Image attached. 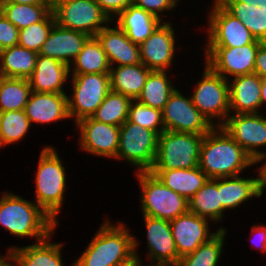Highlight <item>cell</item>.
I'll return each instance as SVG.
<instances>
[{
    "label": "cell",
    "mask_w": 266,
    "mask_h": 266,
    "mask_svg": "<svg viewBox=\"0 0 266 266\" xmlns=\"http://www.w3.org/2000/svg\"><path fill=\"white\" fill-rule=\"evenodd\" d=\"M38 53L15 45L0 51V66L3 77L28 79L36 66Z\"/></svg>",
    "instance_id": "30"
},
{
    "label": "cell",
    "mask_w": 266,
    "mask_h": 266,
    "mask_svg": "<svg viewBox=\"0 0 266 266\" xmlns=\"http://www.w3.org/2000/svg\"><path fill=\"white\" fill-rule=\"evenodd\" d=\"M266 11V0H262V4L258 5Z\"/></svg>",
    "instance_id": "52"
},
{
    "label": "cell",
    "mask_w": 266,
    "mask_h": 266,
    "mask_svg": "<svg viewBox=\"0 0 266 266\" xmlns=\"http://www.w3.org/2000/svg\"><path fill=\"white\" fill-rule=\"evenodd\" d=\"M55 24V18L51 12L43 21L19 30L18 45L39 53Z\"/></svg>",
    "instance_id": "39"
},
{
    "label": "cell",
    "mask_w": 266,
    "mask_h": 266,
    "mask_svg": "<svg viewBox=\"0 0 266 266\" xmlns=\"http://www.w3.org/2000/svg\"><path fill=\"white\" fill-rule=\"evenodd\" d=\"M36 176V203L58 223L56 216L64 201L67 178L65 168L52 147L42 150Z\"/></svg>",
    "instance_id": "4"
},
{
    "label": "cell",
    "mask_w": 266,
    "mask_h": 266,
    "mask_svg": "<svg viewBox=\"0 0 266 266\" xmlns=\"http://www.w3.org/2000/svg\"><path fill=\"white\" fill-rule=\"evenodd\" d=\"M131 101V98L111 90L91 117L96 121L120 127L128 119Z\"/></svg>",
    "instance_id": "37"
},
{
    "label": "cell",
    "mask_w": 266,
    "mask_h": 266,
    "mask_svg": "<svg viewBox=\"0 0 266 266\" xmlns=\"http://www.w3.org/2000/svg\"><path fill=\"white\" fill-rule=\"evenodd\" d=\"M258 175L259 177L248 179L241 178L238 175L220 177V202L222 205V217L224 210L238 207V205L244 203L250 197H260L262 195L263 186L261 168Z\"/></svg>",
    "instance_id": "24"
},
{
    "label": "cell",
    "mask_w": 266,
    "mask_h": 266,
    "mask_svg": "<svg viewBox=\"0 0 266 266\" xmlns=\"http://www.w3.org/2000/svg\"><path fill=\"white\" fill-rule=\"evenodd\" d=\"M133 4L160 18L159 13L173 9L177 0H134Z\"/></svg>",
    "instance_id": "42"
},
{
    "label": "cell",
    "mask_w": 266,
    "mask_h": 266,
    "mask_svg": "<svg viewBox=\"0 0 266 266\" xmlns=\"http://www.w3.org/2000/svg\"><path fill=\"white\" fill-rule=\"evenodd\" d=\"M159 134L130 122L120 126L119 146L116 158H123L138 167L137 172L152 168L158 147Z\"/></svg>",
    "instance_id": "8"
},
{
    "label": "cell",
    "mask_w": 266,
    "mask_h": 266,
    "mask_svg": "<svg viewBox=\"0 0 266 266\" xmlns=\"http://www.w3.org/2000/svg\"><path fill=\"white\" fill-rule=\"evenodd\" d=\"M214 2L209 15L207 47H239L256 40L239 19L230 14L217 0Z\"/></svg>",
    "instance_id": "14"
},
{
    "label": "cell",
    "mask_w": 266,
    "mask_h": 266,
    "mask_svg": "<svg viewBox=\"0 0 266 266\" xmlns=\"http://www.w3.org/2000/svg\"><path fill=\"white\" fill-rule=\"evenodd\" d=\"M172 24H160L143 41L140 47L141 61L150 70L166 71L171 65L175 51L174 30Z\"/></svg>",
    "instance_id": "18"
},
{
    "label": "cell",
    "mask_w": 266,
    "mask_h": 266,
    "mask_svg": "<svg viewBox=\"0 0 266 266\" xmlns=\"http://www.w3.org/2000/svg\"><path fill=\"white\" fill-rule=\"evenodd\" d=\"M95 37L101 43L110 66L114 62L119 63L118 66L142 63L139 45L133 43L117 25L115 28H102Z\"/></svg>",
    "instance_id": "20"
},
{
    "label": "cell",
    "mask_w": 266,
    "mask_h": 266,
    "mask_svg": "<svg viewBox=\"0 0 266 266\" xmlns=\"http://www.w3.org/2000/svg\"><path fill=\"white\" fill-rule=\"evenodd\" d=\"M261 106L266 102V78H261Z\"/></svg>",
    "instance_id": "48"
},
{
    "label": "cell",
    "mask_w": 266,
    "mask_h": 266,
    "mask_svg": "<svg viewBox=\"0 0 266 266\" xmlns=\"http://www.w3.org/2000/svg\"><path fill=\"white\" fill-rule=\"evenodd\" d=\"M228 82L206 64L203 78L191 96L194 106L211 124L215 117L223 120L215 126H222L231 112Z\"/></svg>",
    "instance_id": "10"
},
{
    "label": "cell",
    "mask_w": 266,
    "mask_h": 266,
    "mask_svg": "<svg viewBox=\"0 0 266 266\" xmlns=\"http://www.w3.org/2000/svg\"><path fill=\"white\" fill-rule=\"evenodd\" d=\"M2 2H13L21 4H52L47 0H2Z\"/></svg>",
    "instance_id": "46"
},
{
    "label": "cell",
    "mask_w": 266,
    "mask_h": 266,
    "mask_svg": "<svg viewBox=\"0 0 266 266\" xmlns=\"http://www.w3.org/2000/svg\"><path fill=\"white\" fill-rule=\"evenodd\" d=\"M144 216L149 247V259L155 265L175 266L180 258L172 235L170 221Z\"/></svg>",
    "instance_id": "17"
},
{
    "label": "cell",
    "mask_w": 266,
    "mask_h": 266,
    "mask_svg": "<svg viewBox=\"0 0 266 266\" xmlns=\"http://www.w3.org/2000/svg\"><path fill=\"white\" fill-rule=\"evenodd\" d=\"M260 95L261 78L256 73L234 77L229 85L230 110L235 114L258 113Z\"/></svg>",
    "instance_id": "23"
},
{
    "label": "cell",
    "mask_w": 266,
    "mask_h": 266,
    "mask_svg": "<svg viewBox=\"0 0 266 266\" xmlns=\"http://www.w3.org/2000/svg\"><path fill=\"white\" fill-rule=\"evenodd\" d=\"M262 169V186L263 189L266 187V166H261Z\"/></svg>",
    "instance_id": "49"
},
{
    "label": "cell",
    "mask_w": 266,
    "mask_h": 266,
    "mask_svg": "<svg viewBox=\"0 0 266 266\" xmlns=\"http://www.w3.org/2000/svg\"><path fill=\"white\" fill-rule=\"evenodd\" d=\"M73 74L110 73V63L101 43L90 37L74 60Z\"/></svg>",
    "instance_id": "32"
},
{
    "label": "cell",
    "mask_w": 266,
    "mask_h": 266,
    "mask_svg": "<svg viewBox=\"0 0 266 266\" xmlns=\"http://www.w3.org/2000/svg\"><path fill=\"white\" fill-rule=\"evenodd\" d=\"M254 164V160L222 126H214L204 135L198 167L208 178L237 176Z\"/></svg>",
    "instance_id": "1"
},
{
    "label": "cell",
    "mask_w": 266,
    "mask_h": 266,
    "mask_svg": "<svg viewBox=\"0 0 266 266\" xmlns=\"http://www.w3.org/2000/svg\"><path fill=\"white\" fill-rule=\"evenodd\" d=\"M162 121L165 131L193 134H207L215 125L200 113L191 97H184L176 89L170 94L162 110Z\"/></svg>",
    "instance_id": "11"
},
{
    "label": "cell",
    "mask_w": 266,
    "mask_h": 266,
    "mask_svg": "<svg viewBox=\"0 0 266 266\" xmlns=\"http://www.w3.org/2000/svg\"><path fill=\"white\" fill-rule=\"evenodd\" d=\"M65 93L31 92L24 112L31 123H50L70 118Z\"/></svg>",
    "instance_id": "21"
},
{
    "label": "cell",
    "mask_w": 266,
    "mask_h": 266,
    "mask_svg": "<svg viewBox=\"0 0 266 266\" xmlns=\"http://www.w3.org/2000/svg\"><path fill=\"white\" fill-rule=\"evenodd\" d=\"M263 41L256 39L253 43L239 47H207L206 63L215 73L228 79L254 73L256 53Z\"/></svg>",
    "instance_id": "12"
},
{
    "label": "cell",
    "mask_w": 266,
    "mask_h": 266,
    "mask_svg": "<svg viewBox=\"0 0 266 266\" xmlns=\"http://www.w3.org/2000/svg\"><path fill=\"white\" fill-rule=\"evenodd\" d=\"M73 95L68 97L69 117L76 123L91 117L111 91L110 73L73 74Z\"/></svg>",
    "instance_id": "9"
},
{
    "label": "cell",
    "mask_w": 266,
    "mask_h": 266,
    "mask_svg": "<svg viewBox=\"0 0 266 266\" xmlns=\"http://www.w3.org/2000/svg\"><path fill=\"white\" fill-rule=\"evenodd\" d=\"M252 231L255 232V234H257V236L260 238L259 240V244H261V249L263 251H266V226H255L252 228ZM253 243H257L255 240H253ZM258 245V243L256 244V246ZM259 248V245L258 247Z\"/></svg>",
    "instance_id": "45"
},
{
    "label": "cell",
    "mask_w": 266,
    "mask_h": 266,
    "mask_svg": "<svg viewBox=\"0 0 266 266\" xmlns=\"http://www.w3.org/2000/svg\"><path fill=\"white\" fill-rule=\"evenodd\" d=\"M2 78H3V74H2V70H1V66H0V82H1Z\"/></svg>",
    "instance_id": "54"
},
{
    "label": "cell",
    "mask_w": 266,
    "mask_h": 266,
    "mask_svg": "<svg viewBox=\"0 0 266 266\" xmlns=\"http://www.w3.org/2000/svg\"><path fill=\"white\" fill-rule=\"evenodd\" d=\"M89 38L84 32L65 29L55 24L38 54L71 66L70 58L73 57V61L76 59Z\"/></svg>",
    "instance_id": "19"
},
{
    "label": "cell",
    "mask_w": 266,
    "mask_h": 266,
    "mask_svg": "<svg viewBox=\"0 0 266 266\" xmlns=\"http://www.w3.org/2000/svg\"><path fill=\"white\" fill-rule=\"evenodd\" d=\"M205 134L163 131L159 134L155 161L150 170L191 169L198 167Z\"/></svg>",
    "instance_id": "5"
},
{
    "label": "cell",
    "mask_w": 266,
    "mask_h": 266,
    "mask_svg": "<svg viewBox=\"0 0 266 266\" xmlns=\"http://www.w3.org/2000/svg\"><path fill=\"white\" fill-rule=\"evenodd\" d=\"M48 239L50 236L36 244L21 248L11 247L8 250L10 261L17 266H64L60 253L63 244L49 243Z\"/></svg>",
    "instance_id": "25"
},
{
    "label": "cell",
    "mask_w": 266,
    "mask_h": 266,
    "mask_svg": "<svg viewBox=\"0 0 266 266\" xmlns=\"http://www.w3.org/2000/svg\"><path fill=\"white\" fill-rule=\"evenodd\" d=\"M222 127L255 163L266 159V153L256 149L266 146V118L260 113L228 115Z\"/></svg>",
    "instance_id": "13"
},
{
    "label": "cell",
    "mask_w": 266,
    "mask_h": 266,
    "mask_svg": "<svg viewBox=\"0 0 266 266\" xmlns=\"http://www.w3.org/2000/svg\"><path fill=\"white\" fill-rule=\"evenodd\" d=\"M120 266H141V262H130L128 264H123Z\"/></svg>",
    "instance_id": "51"
},
{
    "label": "cell",
    "mask_w": 266,
    "mask_h": 266,
    "mask_svg": "<svg viewBox=\"0 0 266 266\" xmlns=\"http://www.w3.org/2000/svg\"><path fill=\"white\" fill-rule=\"evenodd\" d=\"M70 72L67 64L38 54L35 69L28 80L33 92L65 93L62 86Z\"/></svg>",
    "instance_id": "22"
},
{
    "label": "cell",
    "mask_w": 266,
    "mask_h": 266,
    "mask_svg": "<svg viewBox=\"0 0 266 266\" xmlns=\"http://www.w3.org/2000/svg\"><path fill=\"white\" fill-rule=\"evenodd\" d=\"M218 2H243L250 5L258 6L262 4V0H217Z\"/></svg>",
    "instance_id": "47"
},
{
    "label": "cell",
    "mask_w": 266,
    "mask_h": 266,
    "mask_svg": "<svg viewBox=\"0 0 266 266\" xmlns=\"http://www.w3.org/2000/svg\"><path fill=\"white\" fill-rule=\"evenodd\" d=\"M0 224L15 236L37 237L38 242L51 236L57 226L37 204L11 193L0 198Z\"/></svg>",
    "instance_id": "3"
},
{
    "label": "cell",
    "mask_w": 266,
    "mask_h": 266,
    "mask_svg": "<svg viewBox=\"0 0 266 266\" xmlns=\"http://www.w3.org/2000/svg\"><path fill=\"white\" fill-rule=\"evenodd\" d=\"M95 1L102 9V11L108 16L109 19H113L111 16L114 13L118 16L122 11H124L129 5H132L134 2V0H95Z\"/></svg>",
    "instance_id": "43"
},
{
    "label": "cell",
    "mask_w": 266,
    "mask_h": 266,
    "mask_svg": "<svg viewBox=\"0 0 266 266\" xmlns=\"http://www.w3.org/2000/svg\"><path fill=\"white\" fill-rule=\"evenodd\" d=\"M3 266H14L13 263L11 264L10 262H6ZM15 266H16V263H15Z\"/></svg>",
    "instance_id": "53"
},
{
    "label": "cell",
    "mask_w": 266,
    "mask_h": 266,
    "mask_svg": "<svg viewBox=\"0 0 266 266\" xmlns=\"http://www.w3.org/2000/svg\"><path fill=\"white\" fill-rule=\"evenodd\" d=\"M137 174L142 187L143 215L171 221L188 211V201L166 187L156 175L149 171Z\"/></svg>",
    "instance_id": "6"
},
{
    "label": "cell",
    "mask_w": 266,
    "mask_h": 266,
    "mask_svg": "<svg viewBox=\"0 0 266 266\" xmlns=\"http://www.w3.org/2000/svg\"><path fill=\"white\" fill-rule=\"evenodd\" d=\"M166 187L180 194L189 201L208 180L206 174L199 168L150 170Z\"/></svg>",
    "instance_id": "27"
},
{
    "label": "cell",
    "mask_w": 266,
    "mask_h": 266,
    "mask_svg": "<svg viewBox=\"0 0 266 266\" xmlns=\"http://www.w3.org/2000/svg\"><path fill=\"white\" fill-rule=\"evenodd\" d=\"M188 211L200 217L210 218L212 221H218L222 218L220 178H208L188 201Z\"/></svg>",
    "instance_id": "29"
},
{
    "label": "cell",
    "mask_w": 266,
    "mask_h": 266,
    "mask_svg": "<svg viewBox=\"0 0 266 266\" xmlns=\"http://www.w3.org/2000/svg\"><path fill=\"white\" fill-rule=\"evenodd\" d=\"M30 125L24 110L0 112V147L21 140Z\"/></svg>",
    "instance_id": "38"
},
{
    "label": "cell",
    "mask_w": 266,
    "mask_h": 266,
    "mask_svg": "<svg viewBox=\"0 0 266 266\" xmlns=\"http://www.w3.org/2000/svg\"><path fill=\"white\" fill-rule=\"evenodd\" d=\"M52 12L58 26L84 32L90 37L112 20L102 11L95 0H55Z\"/></svg>",
    "instance_id": "7"
},
{
    "label": "cell",
    "mask_w": 266,
    "mask_h": 266,
    "mask_svg": "<svg viewBox=\"0 0 266 266\" xmlns=\"http://www.w3.org/2000/svg\"><path fill=\"white\" fill-rule=\"evenodd\" d=\"M6 258V259H5ZM7 259H11L10 254L8 253V255L6 257L3 258V256H0V266H3L6 262Z\"/></svg>",
    "instance_id": "50"
},
{
    "label": "cell",
    "mask_w": 266,
    "mask_h": 266,
    "mask_svg": "<svg viewBox=\"0 0 266 266\" xmlns=\"http://www.w3.org/2000/svg\"><path fill=\"white\" fill-rule=\"evenodd\" d=\"M80 146L89 153L105 157H116L119 146L120 127L87 117L79 120Z\"/></svg>",
    "instance_id": "15"
},
{
    "label": "cell",
    "mask_w": 266,
    "mask_h": 266,
    "mask_svg": "<svg viewBox=\"0 0 266 266\" xmlns=\"http://www.w3.org/2000/svg\"><path fill=\"white\" fill-rule=\"evenodd\" d=\"M161 18L132 4L118 15L117 26L135 44L140 45L161 24Z\"/></svg>",
    "instance_id": "26"
},
{
    "label": "cell",
    "mask_w": 266,
    "mask_h": 266,
    "mask_svg": "<svg viewBox=\"0 0 266 266\" xmlns=\"http://www.w3.org/2000/svg\"><path fill=\"white\" fill-rule=\"evenodd\" d=\"M31 92L28 79L3 77L0 82V112L24 110Z\"/></svg>",
    "instance_id": "35"
},
{
    "label": "cell",
    "mask_w": 266,
    "mask_h": 266,
    "mask_svg": "<svg viewBox=\"0 0 266 266\" xmlns=\"http://www.w3.org/2000/svg\"><path fill=\"white\" fill-rule=\"evenodd\" d=\"M170 227L180 257L194 252L218 232L210 234L208 219L190 211L171 220Z\"/></svg>",
    "instance_id": "16"
},
{
    "label": "cell",
    "mask_w": 266,
    "mask_h": 266,
    "mask_svg": "<svg viewBox=\"0 0 266 266\" xmlns=\"http://www.w3.org/2000/svg\"><path fill=\"white\" fill-rule=\"evenodd\" d=\"M225 234L226 229L220 228L214 237L194 252L180 257L175 266H216L222 253Z\"/></svg>",
    "instance_id": "36"
},
{
    "label": "cell",
    "mask_w": 266,
    "mask_h": 266,
    "mask_svg": "<svg viewBox=\"0 0 266 266\" xmlns=\"http://www.w3.org/2000/svg\"><path fill=\"white\" fill-rule=\"evenodd\" d=\"M230 14L239 19L258 40L266 41V11L243 2H219Z\"/></svg>",
    "instance_id": "34"
},
{
    "label": "cell",
    "mask_w": 266,
    "mask_h": 266,
    "mask_svg": "<svg viewBox=\"0 0 266 266\" xmlns=\"http://www.w3.org/2000/svg\"><path fill=\"white\" fill-rule=\"evenodd\" d=\"M128 120L158 134L165 131L162 111L142 104L137 100H132L130 103ZM159 125L160 127H158Z\"/></svg>",
    "instance_id": "40"
},
{
    "label": "cell",
    "mask_w": 266,
    "mask_h": 266,
    "mask_svg": "<svg viewBox=\"0 0 266 266\" xmlns=\"http://www.w3.org/2000/svg\"><path fill=\"white\" fill-rule=\"evenodd\" d=\"M151 70L144 64L110 68L111 90L136 100L140 95L146 78Z\"/></svg>",
    "instance_id": "28"
},
{
    "label": "cell",
    "mask_w": 266,
    "mask_h": 266,
    "mask_svg": "<svg viewBox=\"0 0 266 266\" xmlns=\"http://www.w3.org/2000/svg\"><path fill=\"white\" fill-rule=\"evenodd\" d=\"M1 11H2V0H0V14H1Z\"/></svg>",
    "instance_id": "55"
},
{
    "label": "cell",
    "mask_w": 266,
    "mask_h": 266,
    "mask_svg": "<svg viewBox=\"0 0 266 266\" xmlns=\"http://www.w3.org/2000/svg\"><path fill=\"white\" fill-rule=\"evenodd\" d=\"M113 226L105 221L82 255L73 266H120L140 262L135 252L139 245L127 227Z\"/></svg>",
    "instance_id": "2"
},
{
    "label": "cell",
    "mask_w": 266,
    "mask_h": 266,
    "mask_svg": "<svg viewBox=\"0 0 266 266\" xmlns=\"http://www.w3.org/2000/svg\"><path fill=\"white\" fill-rule=\"evenodd\" d=\"M52 12V4L2 2L1 13L19 30L43 21Z\"/></svg>",
    "instance_id": "33"
},
{
    "label": "cell",
    "mask_w": 266,
    "mask_h": 266,
    "mask_svg": "<svg viewBox=\"0 0 266 266\" xmlns=\"http://www.w3.org/2000/svg\"><path fill=\"white\" fill-rule=\"evenodd\" d=\"M19 29L0 14V51L18 45Z\"/></svg>",
    "instance_id": "41"
},
{
    "label": "cell",
    "mask_w": 266,
    "mask_h": 266,
    "mask_svg": "<svg viewBox=\"0 0 266 266\" xmlns=\"http://www.w3.org/2000/svg\"><path fill=\"white\" fill-rule=\"evenodd\" d=\"M254 73L260 78H266V41L257 50Z\"/></svg>",
    "instance_id": "44"
},
{
    "label": "cell",
    "mask_w": 266,
    "mask_h": 266,
    "mask_svg": "<svg viewBox=\"0 0 266 266\" xmlns=\"http://www.w3.org/2000/svg\"><path fill=\"white\" fill-rule=\"evenodd\" d=\"M169 80L166 71L151 70L136 100L162 111L170 94L176 89Z\"/></svg>",
    "instance_id": "31"
}]
</instances>
